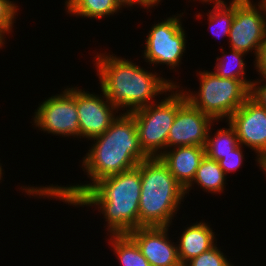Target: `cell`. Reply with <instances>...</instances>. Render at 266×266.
<instances>
[{"label":"cell","instance_id":"1f68e13d","mask_svg":"<svg viewBox=\"0 0 266 266\" xmlns=\"http://www.w3.org/2000/svg\"><path fill=\"white\" fill-rule=\"evenodd\" d=\"M153 6H156L157 4H159V2L161 0H148Z\"/></svg>","mask_w":266,"mask_h":266},{"label":"cell","instance_id":"9a60e30c","mask_svg":"<svg viewBox=\"0 0 266 266\" xmlns=\"http://www.w3.org/2000/svg\"><path fill=\"white\" fill-rule=\"evenodd\" d=\"M184 230L180 236L179 244H176L178 258L182 266L217 245L214 242L215 234L207 223L197 222Z\"/></svg>","mask_w":266,"mask_h":266},{"label":"cell","instance_id":"4fadbf2b","mask_svg":"<svg viewBox=\"0 0 266 266\" xmlns=\"http://www.w3.org/2000/svg\"><path fill=\"white\" fill-rule=\"evenodd\" d=\"M168 226L138 227L127 235L137 244L151 266H182L168 237Z\"/></svg>","mask_w":266,"mask_h":266},{"label":"cell","instance_id":"6da1fadb","mask_svg":"<svg viewBox=\"0 0 266 266\" xmlns=\"http://www.w3.org/2000/svg\"><path fill=\"white\" fill-rule=\"evenodd\" d=\"M91 140L95 144L82 161L91 183L67 187L49 185L47 187H24L28 195L59 198L72 205L88 188L100 179L137 167L149 158L141 149L134 117L121 113L102 134ZM96 140V141H95Z\"/></svg>","mask_w":266,"mask_h":266},{"label":"cell","instance_id":"cb8c5ba5","mask_svg":"<svg viewBox=\"0 0 266 266\" xmlns=\"http://www.w3.org/2000/svg\"><path fill=\"white\" fill-rule=\"evenodd\" d=\"M241 147L242 145L240 144L231 153L225 155L218 161L219 166L222 168L225 175L230 172L232 173L233 171H236L243 163L242 160L244 155Z\"/></svg>","mask_w":266,"mask_h":266},{"label":"cell","instance_id":"30bf717a","mask_svg":"<svg viewBox=\"0 0 266 266\" xmlns=\"http://www.w3.org/2000/svg\"><path fill=\"white\" fill-rule=\"evenodd\" d=\"M101 92L102 96H99L76 87L80 138L82 136V138L86 137L90 140L102 135L117 118L113 114L118 111L117 108L107 99L102 90ZM115 110L116 112H114Z\"/></svg>","mask_w":266,"mask_h":266},{"label":"cell","instance_id":"e0dca14e","mask_svg":"<svg viewBox=\"0 0 266 266\" xmlns=\"http://www.w3.org/2000/svg\"><path fill=\"white\" fill-rule=\"evenodd\" d=\"M65 6L69 14L89 19L108 17L120 10L115 0H66Z\"/></svg>","mask_w":266,"mask_h":266},{"label":"cell","instance_id":"f546056e","mask_svg":"<svg viewBox=\"0 0 266 266\" xmlns=\"http://www.w3.org/2000/svg\"><path fill=\"white\" fill-rule=\"evenodd\" d=\"M201 2H215V4H219V3H223V2H225V1H223V0H200Z\"/></svg>","mask_w":266,"mask_h":266},{"label":"cell","instance_id":"8992f818","mask_svg":"<svg viewBox=\"0 0 266 266\" xmlns=\"http://www.w3.org/2000/svg\"><path fill=\"white\" fill-rule=\"evenodd\" d=\"M154 104L136 109L130 114L134 117L142 151L149 157H160L167 149L169 130L175 120L177 110L187 101L184 91L174 92ZM178 92V93H177Z\"/></svg>","mask_w":266,"mask_h":266},{"label":"cell","instance_id":"4316f807","mask_svg":"<svg viewBox=\"0 0 266 266\" xmlns=\"http://www.w3.org/2000/svg\"><path fill=\"white\" fill-rule=\"evenodd\" d=\"M115 2L119 5L120 8H122V6L133 7V5L135 6L136 4L141 5L146 9L154 7L148 0H115Z\"/></svg>","mask_w":266,"mask_h":266},{"label":"cell","instance_id":"ba28073f","mask_svg":"<svg viewBox=\"0 0 266 266\" xmlns=\"http://www.w3.org/2000/svg\"><path fill=\"white\" fill-rule=\"evenodd\" d=\"M34 114V124L42 131L62 137H80L76 87L46 99Z\"/></svg>","mask_w":266,"mask_h":266},{"label":"cell","instance_id":"7c38bea8","mask_svg":"<svg viewBox=\"0 0 266 266\" xmlns=\"http://www.w3.org/2000/svg\"><path fill=\"white\" fill-rule=\"evenodd\" d=\"M228 122L235 128L238 142L257 153L266 155V109L250 97L232 114Z\"/></svg>","mask_w":266,"mask_h":266},{"label":"cell","instance_id":"d4e9b609","mask_svg":"<svg viewBox=\"0 0 266 266\" xmlns=\"http://www.w3.org/2000/svg\"><path fill=\"white\" fill-rule=\"evenodd\" d=\"M264 80L252 81L249 97L259 106L266 109V78H264ZM262 81L265 82L263 85L260 84Z\"/></svg>","mask_w":266,"mask_h":266},{"label":"cell","instance_id":"5b68a950","mask_svg":"<svg viewBox=\"0 0 266 266\" xmlns=\"http://www.w3.org/2000/svg\"><path fill=\"white\" fill-rule=\"evenodd\" d=\"M200 87L195 94L184 92L187 100L213 120L226 122L249 98L250 87L243 80L218 77L214 72L199 71Z\"/></svg>","mask_w":266,"mask_h":266},{"label":"cell","instance_id":"8fae6325","mask_svg":"<svg viewBox=\"0 0 266 266\" xmlns=\"http://www.w3.org/2000/svg\"><path fill=\"white\" fill-rule=\"evenodd\" d=\"M214 120L195 108L188 100L177 110L169 130L167 149L177 146H204Z\"/></svg>","mask_w":266,"mask_h":266},{"label":"cell","instance_id":"f1b7e54d","mask_svg":"<svg viewBox=\"0 0 266 266\" xmlns=\"http://www.w3.org/2000/svg\"><path fill=\"white\" fill-rule=\"evenodd\" d=\"M4 36L5 34L0 30V48L3 46V44H5L4 41L6 37Z\"/></svg>","mask_w":266,"mask_h":266},{"label":"cell","instance_id":"44dd1931","mask_svg":"<svg viewBox=\"0 0 266 266\" xmlns=\"http://www.w3.org/2000/svg\"><path fill=\"white\" fill-rule=\"evenodd\" d=\"M212 8L207 14L211 32L218 38L228 37L234 19V0H231L229 5L226 2L214 3Z\"/></svg>","mask_w":266,"mask_h":266},{"label":"cell","instance_id":"4dcf8cb0","mask_svg":"<svg viewBox=\"0 0 266 266\" xmlns=\"http://www.w3.org/2000/svg\"><path fill=\"white\" fill-rule=\"evenodd\" d=\"M259 3L261 4V6L264 9V14H265V18H266V0H261Z\"/></svg>","mask_w":266,"mask_h":266},{"label":"cell","instance_id":"5bb4252c","mask_svg":"<svg viewBox=\"0 0 266 266\" xmlns=\"http://www.w3.org/2000/svg\"><path fill=\"white\" fill-rule=\"evenodd\" d=\"M205 156L204 146H177L163 150L159 157L177 182L186 189L193 181L196 171Z\"/></svg>","mask_w":266,"mask_h":266},{"label":"cell","instance_id":"7402d4cb","mask_svg":"<svg viewBox=\"0 0 266 266\" xmlns=\"http://www.w3.org/2000/svg\"><path fill=\"white\" fill-rule=\"evenodd\" d=\"M230 261L216 245L210 250L203 252L197 257L189 260L183 266H231Z\"/></svg>","mask_w":266,"mask_h":266},{"label":"cell","instance_id":"9c48e42d","mask_svg":"<svg viewBox=\"0 0 266 266\" xmlns=\"http://www.w3.org/2000/svg\"><path fill=\"white\" fill-rule=\"evenodd\" d=\"M252 4L251 0H234V19L228 37L231 49L246 54L253 51L256 59L266 36V18L261 4Z\"/></svg>","mask_w":266,"mask_h":266},{"label":"cell","instance_id":"d6986e66","mask_svg":"<svg viewBox=\"0 0 266 266\" xmlns=\"http://www.w3.org/2000/svg\"><path fill=\"white\" fill-rule=\"evenodd\" d=\"M114 253L122 266H151L137 244L127 235H110Z\"/></svg>","mask_w":266,"mask_h":266},{"label":"cell","instance_id":"484cf974","mask_svg":"<svg viewBox=\"0 0 266 266\" xmlns=\"http://www.w3.org/2000/svg\"><path fill=\"white\" fill-rule=\"evenodd\" d=\"M254 63L257 71L259 72L258 74L262 76V79L266 78V36L263 43L261 44L258 56L255 59Z\"/></svg>","mask_w":266,"mask_h":266},{"label":"cell","instance_id":"d6a6232c","mask_svg":"<svg viewBox=\"0 0 266 266\" xmlns=\"http://www.w3.org/2000/svg\"><path fill=\"white\" fill-rule=\"evenodd\" d=\"M2 173H3V172H2V166H1V164H0V180L2 179L1 177H3V176H2Z\"/></svg>","mask_w":266,"mask_h":266},{"label":"cell","instance_id":"ffe728a7","mask_svg":"<svg viewBox=\"0 0 266 266\" xmlns=\"http://www.w3.org/2000/svg\"><path fill=\"white\" fill-rule=\"evenodd\" d=\"M231 57L222 52L221 57L217 58V64L215 65L214 73L218 77L230 78L236 80H243L249 87L251 86L252 81L247 80L245 75L246 63L243 61V57L246 53L231 49ZM228 56V57H227Z\"/></svg>","mask_w":266,"mask_h":266},{"label":"cell","instance_id":"83f0119b","mask_svg":"<svg viewBox=\"0 0 266 266\" xmlns=\"http://www.w3.org/2000/svg\"><path fill=\"white\" fill-rule=\"evenodd\" d=\"M256 161L258 162L259 166L261 167L260 169H263L262 171L266 173V155H263L259 159H256Z\"/></svg>","mask_w":266,"mask_h":266},{"label":"cell","instance_id":"52a82bcc","mask_svg":"<svg viewBox=\"0 0 266 266\" xmlns=\"http://www.w3.org/2000/svg\"><path fill=\"white\" fill-rule=\"evenodd\" d=\"M181 14L168 17L154 24L146 38L144 58L149 64H164L175 69L179 67L186 48L185 31L181 23Z\"/></svg>","mask_w":266,"mask_h":266},{"label":"cell","instance_id":"ac0fdd59","mask_svg":"<svg viewBox=\"0 0 266 266\" xmlns=\"http://www.w3.org/2000/svg\"><path fill=\"white\" fill-rule=\"evenodd\" d=\"M228 126L229 128L217 130L214 137L209 134L211 127L209 128L205 144V155L208 158L219 161L240 145L235 128L229 122Z\"/></svg>","mask_w":266,"mask_h":266},{"label":"cell","instance_id":"277c9868","mask_svg":"<svg viewBox=\"0 0 266 266\" xmlns=\"http://www.w3.org/2000/svg\"><path fill=\"white\" fill-rule=\"evenodd\" d=\"M140 178L139 227H169L185 189L159 157L140 162Z\"/></svg>","mask_w":266,"mask_h":266},{"label":"cell","instance_id":"3957f363","mask_svg":"<svg viewBox=\"0 0 266 266\" xmlns=\"http://www.w3.org/2000/svg\"><path fill=\"white\" fill-rule=\"evenodd\" d=\"M140 193L139 163L130 170L100 179L72 205L98 206L110 235L128 234L139 227Z\"/></svg>","mask_w":266,"mask_h":266},{"label":"cell","instance_id":"7a4b0ae2","mask_svg":"<svg viewBox=\"0 0 266 266\" xmlns=\"http://www.w3.org/2000/svg\"><path fill=\"white\" fill-rule=\"evenodd\" d=\"M96 55L94 64L101 90L118 111L128 108L126 113H130L148 106L154 102L152 98L170 92L176 86L171 80L144 70L128 59L103 53Z\"/></svg>","mask_w":266,"mask_h":266},{"label":"cell","instance_id":"603a6c76","mask_svg":"<svg viewBox=\"0 0 266 266\" xmlns=\"http://www.w3.org/2000/svg\"><path fill=\"white\" fill-rule=\"evenodd\" d=\"M10 0H0V30L6 35L12 31L18 6Z\"/></svg>","mask_w":266,"mask_h":266},{"label":"cell","instance_id":"2e32d148","mask_svg":"<svg viewBox=\"0 0 266 266\" xmlns=\"http://www.w3.org/2000/svg\"><path fill=\"white\" fill-rule=\"evenodd\" d=\"M226 175L219 166L218 161L208 158L206 155L202 159L200 166L196 171V175L192 183L185 189V194L192 189L194 183L202 187L204 191L212 193H221L226 184Z\"/></svg>","mask_w":266,"mask_h":266}]
</instances>
